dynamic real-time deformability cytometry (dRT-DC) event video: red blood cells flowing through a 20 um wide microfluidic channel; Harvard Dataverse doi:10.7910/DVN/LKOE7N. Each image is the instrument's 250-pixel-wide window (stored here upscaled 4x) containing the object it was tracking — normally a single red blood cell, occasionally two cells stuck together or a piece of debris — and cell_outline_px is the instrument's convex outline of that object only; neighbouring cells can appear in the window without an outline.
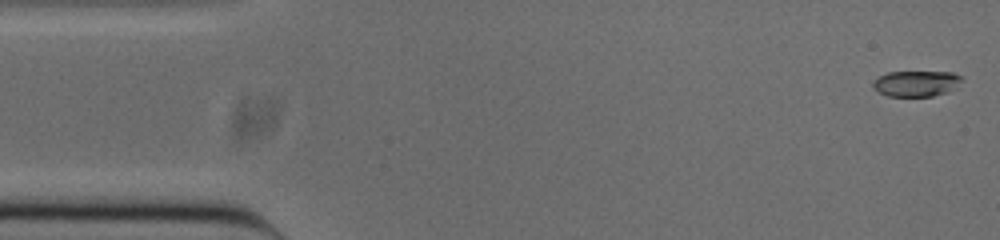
{"species": "common noctule bat (a hibernating species)", "species_latin": "Nyctalus noctula", "temperature_condition": "cold", "stored_images_in_passage": 7, "camera_frame_rate_fps": 3000, "um_per_image_px": 0.085, "animal": {"sex": "male", "body_mass_g": 20.0, "forearm_length_mm": 53.3}, "frame": {"image": 1, "passage_image": 1, "time_ms": 0.0, "image_size_px": [1000, 240], "cell_outline_px": [[964, 80], [948, 92], [932, 96], [888, 96], [872, 88], [872, 80], [888, 72], [952, 72], [964, 76]], "centroid_in_image_um": [77.9, 7.09], "position_along_channel_um": 7.1, "area_um2": 13.47}}